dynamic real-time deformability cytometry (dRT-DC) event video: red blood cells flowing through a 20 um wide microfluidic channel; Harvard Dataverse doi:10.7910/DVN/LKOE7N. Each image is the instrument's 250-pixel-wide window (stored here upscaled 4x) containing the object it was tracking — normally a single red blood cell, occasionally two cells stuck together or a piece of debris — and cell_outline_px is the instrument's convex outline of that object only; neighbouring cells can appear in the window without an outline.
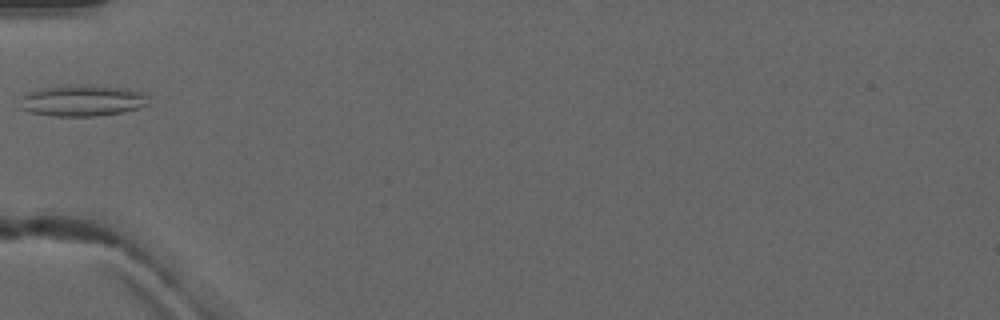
{"species": "common noctule bat (a hibernating species)", "species_latin": "Nyctalus noctula", "temperature_condition": "warm", "stored_images_in_passage": 1, "camera_frame_rate_fps": 3000, "um_per_image_px": 0.085, "animal": {"sex": "male", "forearm_length_mm": 52.5}, "frame": {"image": 1, "passage_image": 1, "time_ms": 0.0, "image_size_px": [1000, 320], "cell_outline_px": [[148, 104], [140, 108], [120, 112], [96, 116], [52, 116], [32, 112], [20, 108], [20, 96], [24, 92], [40, 88], [76, 84], [80, 84], [128, 88], [144, 92]], "centroid_in_image_um": [6.95, 8.53], "position_along_channel_um": 78.0, "area_um2": 23.7}}